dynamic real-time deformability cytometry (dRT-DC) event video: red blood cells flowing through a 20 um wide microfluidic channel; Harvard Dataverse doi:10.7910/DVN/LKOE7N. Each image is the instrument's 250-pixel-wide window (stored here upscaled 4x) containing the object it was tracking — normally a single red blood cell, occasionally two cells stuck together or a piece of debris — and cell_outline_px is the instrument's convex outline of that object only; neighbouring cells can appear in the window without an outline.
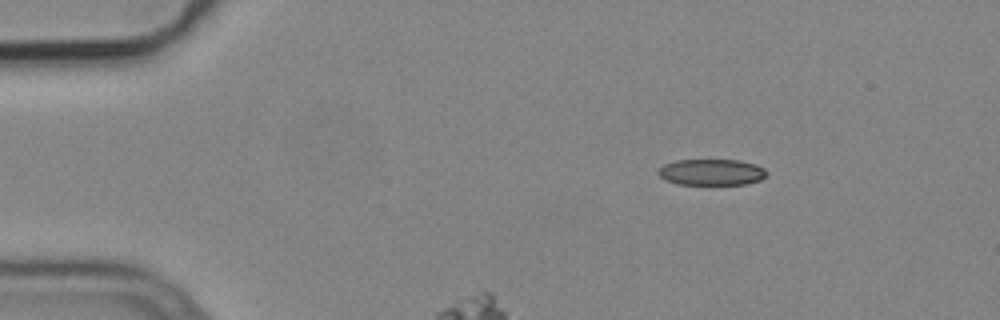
{"species": "common noctule bat (a hibernating species)", "species_latin": "Nyctalus noctula", "temperature_condition": "cold", "stored_images_in_passage": 3, "camera_frame_rate_fps": 3000, "um_per_image_px": 0.085, "animal": {"sex": "male", "body_mass_g": 19.2, "forearm_length_mm": 51.8}, "frame": {"image": 1, "passage_image": 1, "time_ms": 0.0, "image_size_px": [1000, 320], "cell_outline_px": [[768, 176], [760, 180], [744, 184], [676, 184], [664, 180], [656, 172], [664, 164], [676, 160], [740, 160], [756, 164], [764, 168], [768, 172]], "centroid_in_image_um": [60.49, 14.63], "position_along_channel_um": 24.5, "area_um2": 16.7}}